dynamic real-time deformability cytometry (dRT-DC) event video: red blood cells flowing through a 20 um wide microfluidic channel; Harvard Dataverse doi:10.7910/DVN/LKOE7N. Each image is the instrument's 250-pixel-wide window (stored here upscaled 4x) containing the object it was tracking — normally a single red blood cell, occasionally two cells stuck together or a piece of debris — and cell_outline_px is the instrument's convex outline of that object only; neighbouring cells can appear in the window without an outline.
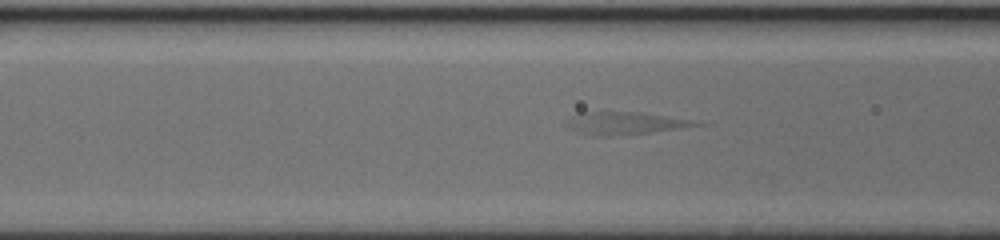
{"species": "human", "species_latin": "Homo sapiens", "temperature_condition": "cold", "stored_images_in_passage": 34, "camera_frame_rate_fps": 3000, "um_per_image_px": 0.085, "donor": {"sex": "female"}, "frame": {"image": 1, "passage_image": 15, "time_ms": 4.667, "image_size_px": [1000, 240], "cell_outline_px": [[712, 124], [648, 132], [608, 136], [596, 136], [580, 132], [564, 124], [572, 116], [580, 112], [640, 112], [692, 120]], "centroid_in_image_um": [53.18, 10.46], "position_along_channel_um": 113.4, "area_um2": 16.7}}
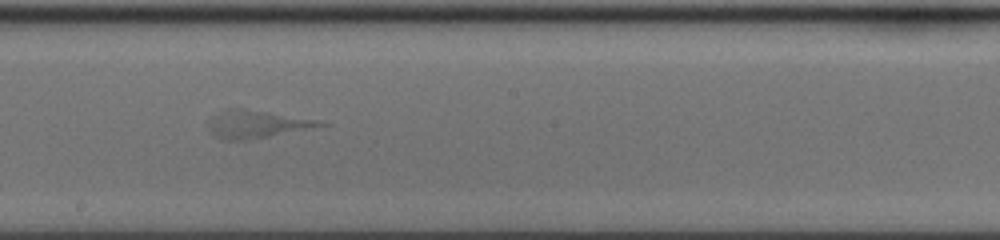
{"frame": {"image": 2, "passage_image": 25, "time_ms": 8.0, "image_size_px": [1000, 240], "cell_outline_px": [[332, 124], [268, 136], [244, 140], [224, 140], [216, 136], [212, 132], [208, 124], [208, 120], [212, 116], [228, 108], [244, 108], [320, 120]], "centroid_in_image_um": [21.82, 10.54], "position_along_channel_um": 226.4, "area_um2": 17.8}}
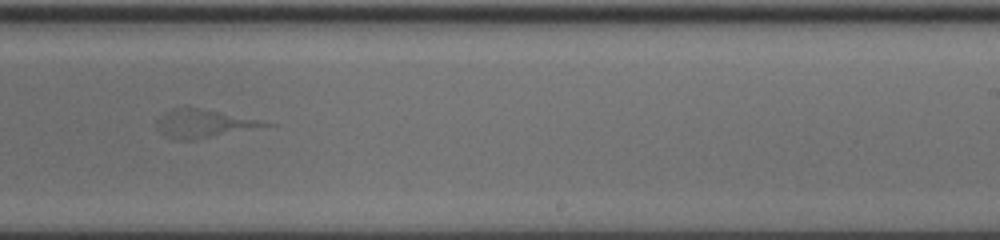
{"frame": {"image": 3, "passage_image": 29, "time_ms": 9.333, "image_size_px": [1000, 240], "cell_outline_px": [[276, 124], [192, 140], [176, 140], [164, 136], [156, 128], [156, 120], [164, 112], [172, 108], [188, 104]], "centroid_in_image_um": [17.18, 10.46], "position_along_channel_um": 271.8, "area_um2": 18.09}}